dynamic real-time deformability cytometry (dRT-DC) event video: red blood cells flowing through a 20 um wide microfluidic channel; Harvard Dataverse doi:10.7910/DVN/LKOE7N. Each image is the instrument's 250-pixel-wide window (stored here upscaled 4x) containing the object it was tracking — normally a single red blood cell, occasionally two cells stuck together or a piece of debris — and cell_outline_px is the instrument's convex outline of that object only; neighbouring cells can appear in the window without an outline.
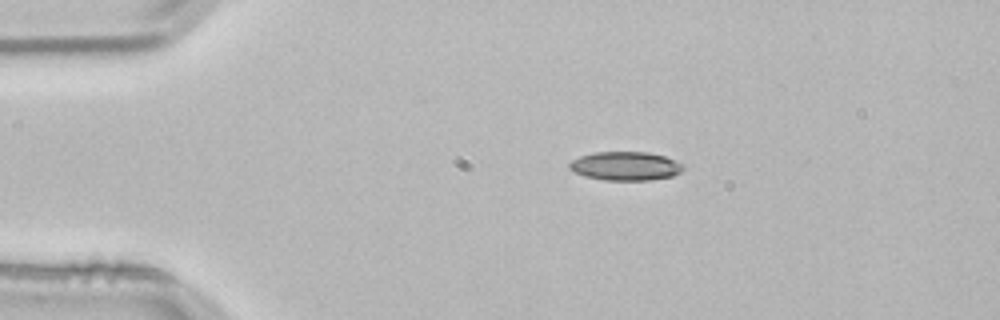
{"species": "common noctule bat (a hibernating species)", "species_latin": "Nyctalus noctula", "temperature_condition": "room temperature", "stored_images_in_passage": 44, "camera_frame_rate_fps": 3000, "um_per_image_px": 0.085, "animal": {"sex": "male", "body_mass_g": 21.5, "forearm_length_mm": 52.0}, "frame": {"image": 1, "passage_image": 1, "time_ms": 0.0, "image_size_px": [1000, 320], "cell_outline_px": [[684, 168], [680, 172], [672, 176], [648, 180], [604, 180], [584, 176], [568, 168], [568, 164], [572, 160], [580, 156], [592, 152], [648, 152], [664, 156], [684, 164]], "centroid_in_image_um": [53.15, 14.11], "position_along_channel_um": 31.8, "area_um2": 19.07}}
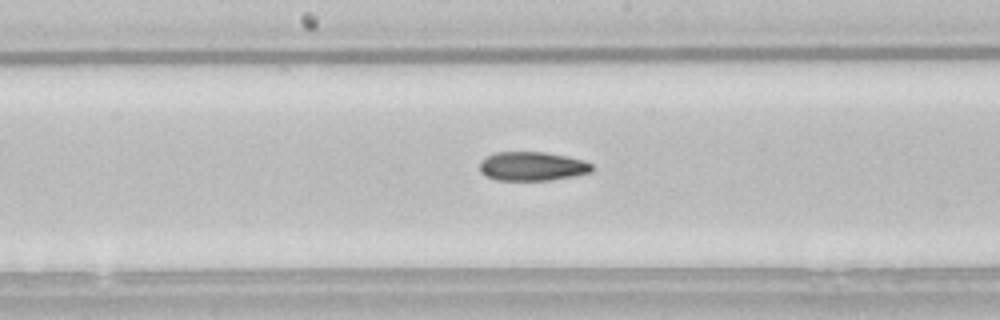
{"frame": {"image": 2, "passage_image": 18, "time_ms": 5.667, "image_size_px": [1000, 320], "cell_outline_px": [[592, 172], [576, 176], [552, 180], [496, 180], [484, 176], [480, 172], [480, 160], [496, 152], [544, 152], [568, 156], [584, 160], [592, 164]], "centroid_in_image_um": [45.25, 14.14], "position_along_channel_um": 203.0, "area_um2": 19.19}}
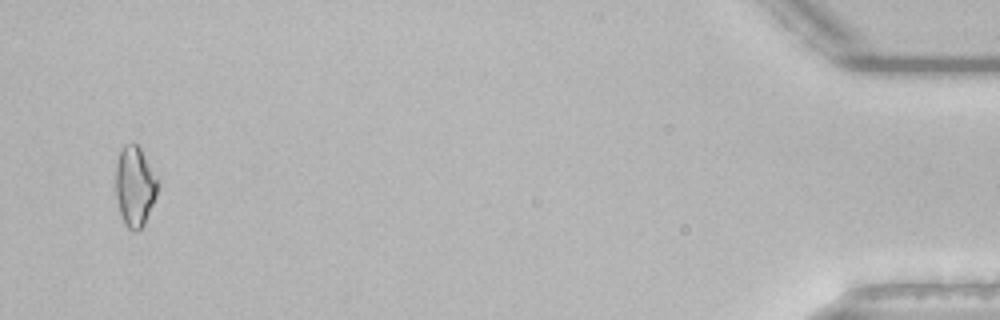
{"frame": {"image": 3, "passage_image": 42, "time_ms": 13.667, "image_size_px": [1000, 320], "cell_outline_px": [[160, 180], [156, 196], [144, 224], [136, 232], [132, 232], [124, 224], [120, 212], [116, 196], [116, 164], [120, 152], [124, 144], [136, 144], [140, 148]], "centroid_in_image_um": [11.48, 15.84], "position_along_channel_um": 423.7, "area_um2": 19.65}, "authors_computed_cell_mechanics": {"area_um2": 19.074, "velocity_mm_per_s": 3.8494, "shape_relaxation_time_tau1_ms": 7.0073, "shape_relaxation_time_tau2_ms": 7.2103, "deformation_change_tau1": 0.1778, "deformation_change_tau2": 0.1675}}